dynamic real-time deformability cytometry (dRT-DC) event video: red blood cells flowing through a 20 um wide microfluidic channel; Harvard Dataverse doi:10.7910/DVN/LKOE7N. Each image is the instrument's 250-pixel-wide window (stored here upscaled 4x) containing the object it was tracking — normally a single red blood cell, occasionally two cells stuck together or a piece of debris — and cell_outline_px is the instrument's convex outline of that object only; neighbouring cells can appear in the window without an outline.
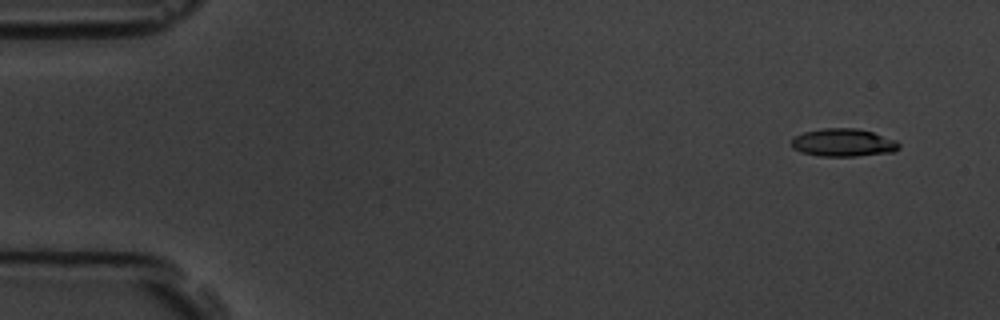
{"species": "common noctule bat (a hibernating species)", "species_latin": "Nyctalus noctula", "temperature_condition": "room temperature", "stored_images_in_passage": 6, "segment_of_instrument_passage": [1, 2], "camera_frame_rate_fps": 3000, "um_per_image_px": 0.085, "animal": {"sex": "male", "body_mass_g": 19.5, "forearm_length_mm": 54.6}, "frame": {"image": 1, "passage_image": 2, "time_ms": 1.0, "image_size_px": [1000, 320], "cell_outline_px": [[900, 148], [892, 152], [856, 156], [820, 156], [800, 152], [792, 148], [792, 140], [796, 136], [804, 132], [824, 128], [856, 128], [872, 132], [896, 140], [900, 144]], "centroid_in_image_um": [71.68, 12.13], "position_along_channel_um": 13.3, "area_um2": 17.4}}